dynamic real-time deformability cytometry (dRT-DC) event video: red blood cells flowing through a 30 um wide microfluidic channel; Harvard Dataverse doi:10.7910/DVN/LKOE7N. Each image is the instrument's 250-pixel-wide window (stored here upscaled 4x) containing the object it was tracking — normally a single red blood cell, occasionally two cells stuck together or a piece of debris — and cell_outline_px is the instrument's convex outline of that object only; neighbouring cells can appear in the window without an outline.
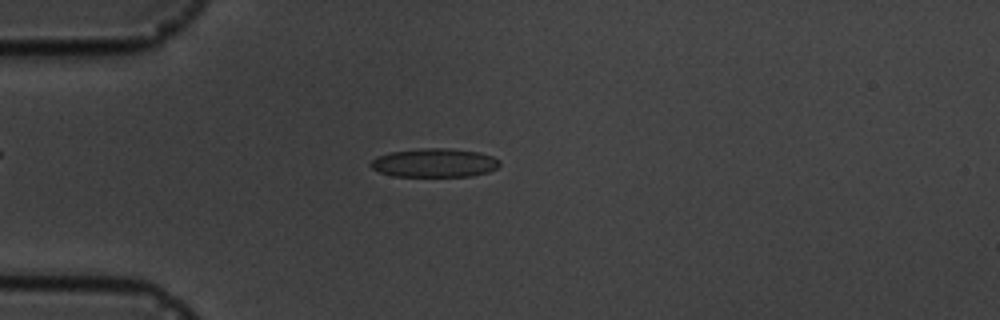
{"species": "common noctule bat (a hibernating species)", "species_latin": "Nyctalus noctula", "temperature_condition": "cold", "stored_images_in_passage": 4, "camera_frame_rate_fps": 3000, "um_per_image_px": 0.085, "animal": {"sex": "male", "body_mass_g": 19.5, "forearm_length_mm": 54.6}, "frame": {"image": 1, "passage_image": 4, "time_ms": 3.667, "image_size_px": [1000, 320], "cell_outline_px": [[500, 164], [496, 168], [488, 172], [472, 176], [392, 176], [380, 172], [372, 168], [368, 164], [376, 156], [388, 152], [420, 148], [448, 148], [480, 152], [492, 156], [500, 160]], "centroid_in_image_um": [36.91, 13.83], "position_along_channel_um": 48.1, "area_um2": 21.79}}